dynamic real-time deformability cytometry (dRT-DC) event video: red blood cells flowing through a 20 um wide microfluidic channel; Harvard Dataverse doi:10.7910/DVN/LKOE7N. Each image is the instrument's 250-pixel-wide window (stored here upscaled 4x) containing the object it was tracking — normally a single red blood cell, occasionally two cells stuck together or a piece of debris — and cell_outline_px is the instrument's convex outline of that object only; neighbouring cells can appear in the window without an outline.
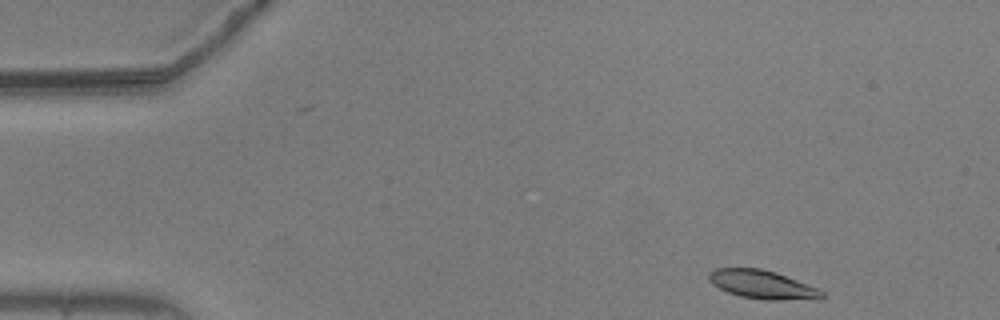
{"species": "common noctule bat (a hibernating species)", "species_latin": "Nyctalus noctula", "temperature_condition": "warm", "stored_images_in_passage": 50, "camera_frame_rate_fps": 3000, "um_per_image_px": 0.085, "animal": {"sex": "male", "body_mass_g": 20.5, "forearm_length_mm": 52.5}, "frame": {"image": 1, "passage_image": 1, "time_ms": 0.0, "image_size_px": [1000, 320], "cell_outline_px": [[824, 296], [820, 300], [768, 300], [740, 296], [728, 292], [712, 284], [708, 276], [716, 268], [760, 268], [776, 272], [816, 288], [824, 292]], "centroid_in_image_um": [64.84, 24.2], "position_along_channel_um": 20.2, "area_um2": 18.67}}
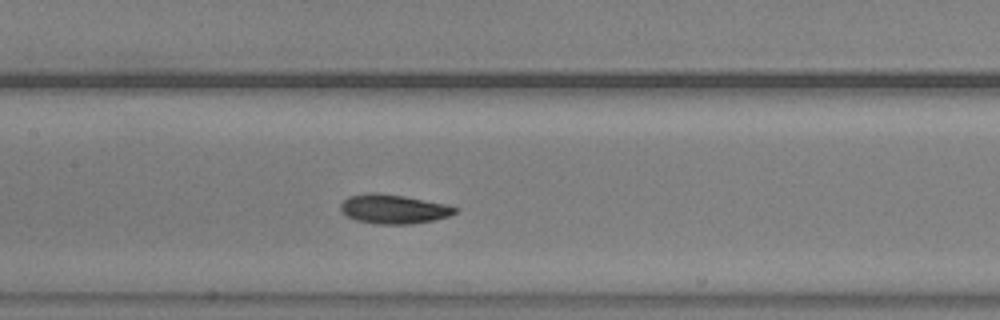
{"frame": {"image": 2, "passage_image": 21, "time_ms": 6.667, "image_size_px": [1000, 320], "cell_outline_px": [[460, 208], [456, 212], [448, 216], [432, 220], [412, 224], [376, 224], [356, 220], [340, 212], [340, 204], [348, 196], [368, 192], [380, 192], [404, 196], [444, 204]], "centroid_in_image_um": [33.41, 17.76], "position_along_channel_um": 174.0, "area_um2": 19.54}}
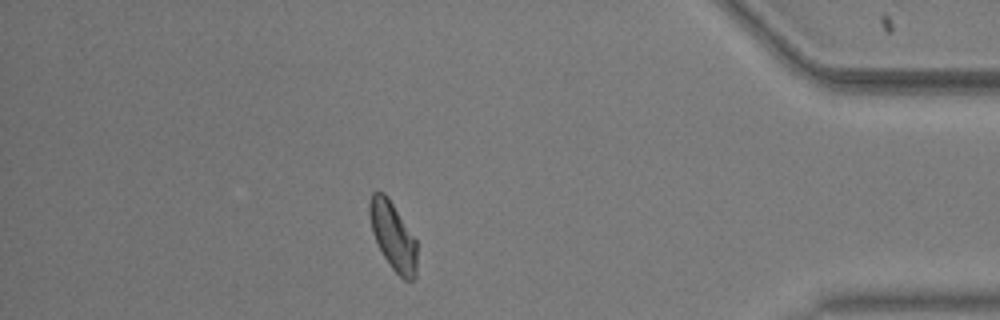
{"frame": {"image": 3, "passage_image": 43, "time_ms": 14.0, "image_size_px": [1000, 320], "cell_outline_px": [[416, 276], [412, 280], [404, 280], [392, 268], [384, 256], [372, 232], [368, 212], [368, 200], [372, 192], [384, 192], [416, 240]], "centroid_in_image_um": [33.38, 20.05], "position_along_channel_um": 401.8, "area_um2": 18.44}, "authors_computed_cell_mechanics": {"area_um2": 19.1896, "velocity_mm_per_s": 3.6539, "shape_relaxation_time_tau1_ms": 3.25, "shape_relaxation_time_tau2_ms": 3.9652, "deformation_change_tau1": 0.1133, "deformation_change_tau2": 0.0814}}